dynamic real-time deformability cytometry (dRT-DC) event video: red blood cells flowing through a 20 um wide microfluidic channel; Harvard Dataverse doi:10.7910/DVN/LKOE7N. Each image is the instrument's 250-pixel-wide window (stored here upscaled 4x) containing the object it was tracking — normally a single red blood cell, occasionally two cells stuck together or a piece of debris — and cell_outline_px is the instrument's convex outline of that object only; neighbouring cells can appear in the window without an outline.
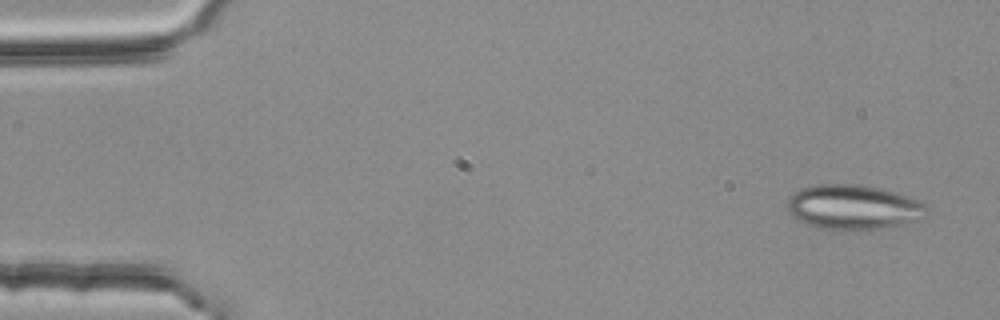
{"species": "common noctule bat (a hibernating species)", "species_latin": "Nyctalus noctula", "temperature_condition": "room temperature", "stored_images_in_passage": 5, "camera_frame_rate_fps": 3000, "um_per_image_px": 0.085, "animal": {"sex": "female", "body_mass_g": 25.1}, "frame": {"image": 1, "passage_image": 1, "time_ms": 0.0, "image_size_px": [1000, 320], "cell_outline_px": [[924, 220], [884, 228], [840, 232], [816, 228], [804, 224], [796, 220], [792, 216], [788, 208], [788, 196], [800, 188], [816, 184], [852, 184], [880, 188], [896, 192], [920, 200], [924, 204]], "centroid_in_image_um": [72.5, 17.64], "position_along_channel_um": 12.5, "area_um2": 37.17}}